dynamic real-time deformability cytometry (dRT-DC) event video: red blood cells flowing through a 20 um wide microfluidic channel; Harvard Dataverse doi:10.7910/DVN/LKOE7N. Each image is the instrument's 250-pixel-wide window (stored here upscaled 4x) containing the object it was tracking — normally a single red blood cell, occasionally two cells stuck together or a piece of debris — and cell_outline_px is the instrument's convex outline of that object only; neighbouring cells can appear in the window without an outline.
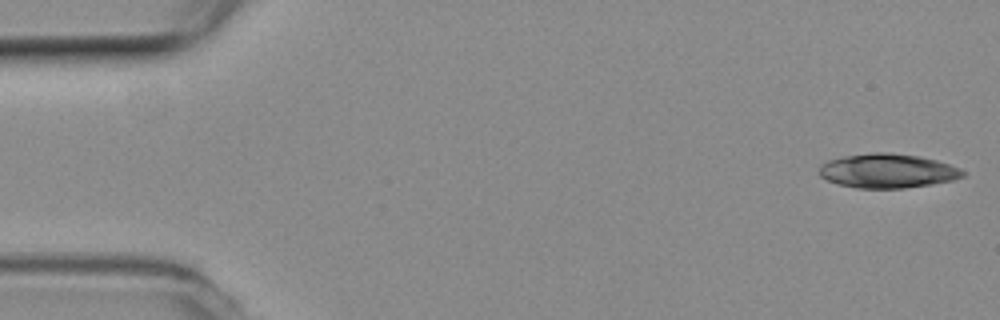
{"species": "common noctule bat (a hibernating species)", "species_latin": "Nyctalus noctula", "temperature_condition": "room temperature", "stored_images_in_passage": 19, "camera_frame_rate_fps": 3000, "um_per_image_px": 0.085, "animal": {"sex": "female", "body_mass_g": 19.3, "forearm_length_mm": 54.1}, "frame": {"image": 1, "passage_image": 1, "time_ms": 0.0, "image_size_px": [1000, 320], "cell_outline_px": [[964, 176], [952, 180], [932, 184], [904, 188], [856, 188], [840, 184], [828, 180], [820, 176], [820, 164], [828, 160], [844, 156], [872, 152], [888, 152], [920, 156], [936, 160], [960, 168], [964, 172]], "centroid_in_image_um": [75.44, 14.51], "position_along_channel_um": 9.6, "area_um2": 28.55}}